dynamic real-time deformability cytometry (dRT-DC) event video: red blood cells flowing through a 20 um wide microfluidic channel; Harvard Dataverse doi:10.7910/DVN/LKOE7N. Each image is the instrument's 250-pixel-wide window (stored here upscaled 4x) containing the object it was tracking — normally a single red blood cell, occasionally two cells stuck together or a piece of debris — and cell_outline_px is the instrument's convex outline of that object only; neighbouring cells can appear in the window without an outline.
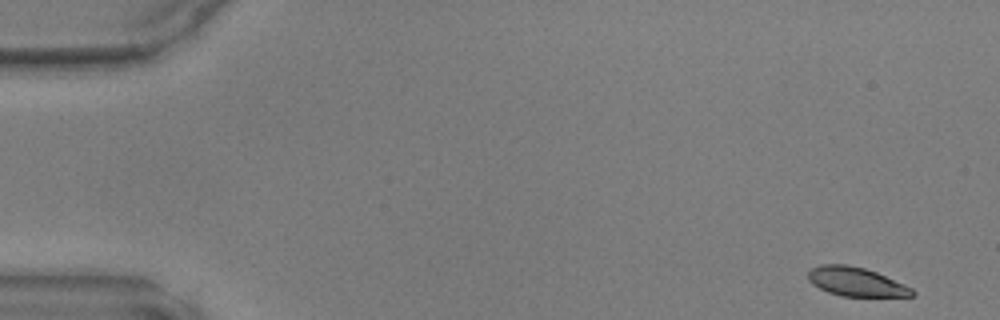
{"species": "common noctule bat (a hibernating species)", "species_latin": "Nyctalus noctula", "temperature_condition": "warm", "stored_images_in_passage": 3, "camera_frame_rate_fps": 3000, "um_per_image_px": 0.085, "animal": {"sex": "male", "body_mass_g": 17.9, "forearm_length_mm": 54.2}, "frame": {"image": 1, "passage_image": 1, "time_ms": 0.0, "image_size_px": [1000, 320], "cell_outline_px": [[916, 296], [840, 296], [828, 292], [812, 284], [808, 280], [808, 272], [812, 268], [820, 264], [848, 264], [864, 268], [876, 272], [912, 288], [916, 292]], "centroid_in_image_um": [72.75, 23.94], "position_along_channel_um": 12.3, "area_um2": 17.51}}